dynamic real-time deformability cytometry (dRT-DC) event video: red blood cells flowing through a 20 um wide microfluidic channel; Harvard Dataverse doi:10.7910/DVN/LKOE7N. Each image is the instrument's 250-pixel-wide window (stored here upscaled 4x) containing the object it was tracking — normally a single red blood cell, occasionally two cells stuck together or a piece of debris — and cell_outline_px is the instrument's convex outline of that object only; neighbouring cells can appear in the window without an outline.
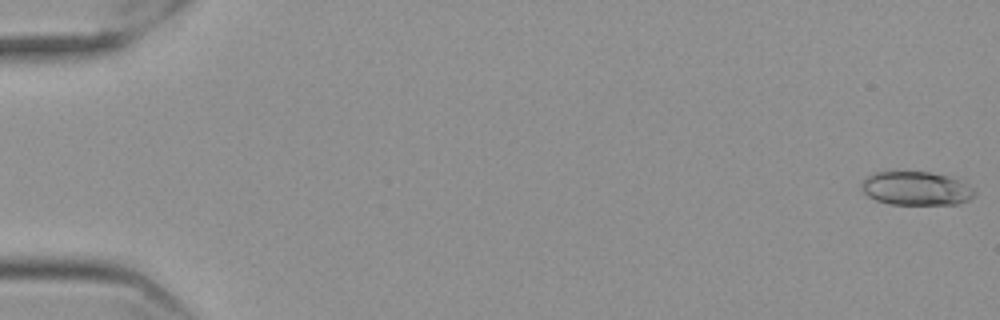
{"species": "Egyptian fruit bat (a non-hibernating species)", "species_latin": "Rousettus aegyptiacus", "temperature_condition": "cold", "stored_images_in_passage": 58, "camera_frame_rate_fps": 3000, "um_per_image_px": 0.085, "frame": {"image": 1, "passage_image": 1, "time_ms": 0.0, "image_size_px": [1000, 320], "cell_outline_px": [[976, 192], [968, 200], [956, 204], [888, 204], [876, 200], [868, 196], [860, 188], [860, 184], [872, 172], [928, 172], [948, 176], [968, 184]], "centroid_in_image_um": [77.84, 16.02], "position_along_channel_um": 7.2, "area_um2": 22.08}}
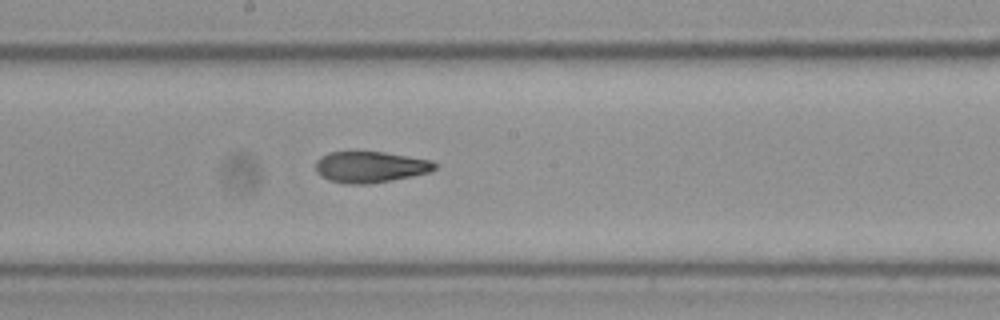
{"frame": {"image": 2, "passage_image": 32, "time_ms": 10.333, "image_size_px": [1000, 320], "cell_outline_px": [[436, 168], [428, 172], [412, 176], [368, 184], [344, 184], [328, 180], [320, 176], [316, 172], [316, 160], [320, 156], [328, 152], [384, 152], [432, 160], [436, 164]], "centroid_in_image_um": [31.43, 14.19], "position_along_channel_um": 216.8, "area_um2": 21.68}}
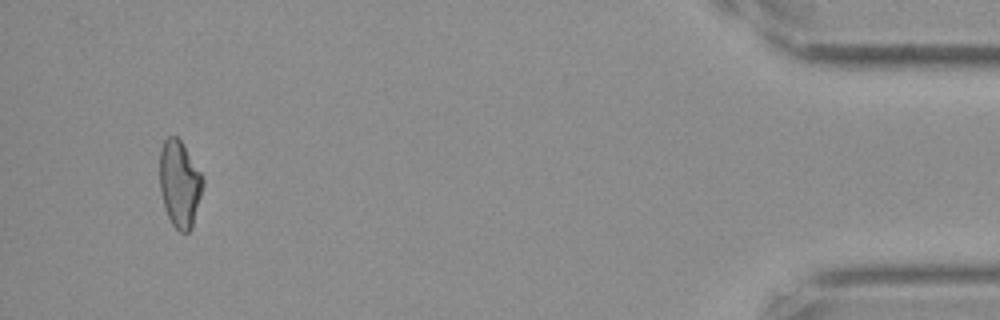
{"frame": {"image": 3, "passage_image": 55, "time_ms": 18.0, "image_size_px": [1000, 320], "cell_outline_px": [[204, 184], [192, 228], [188, 232], [180, 232], [172, 224], [168, 216], [160, 192], [160, 148], [164, 140], [168, 136], [176, 136], [180, 140], [200, 172], [204, 180]], "centroid_in_image_um": [15.26, 15.63], "position_along_channel_um": 419.9, "area_um2": 21.62}, "authors_computed_cell_mechanics": {"area_um2": 21.964, "velocity_mm_per_s": 3.5681, "shape_relaxation_time_tau1_ms": null, "shape_relaxation_time_tau2_ms": 2.5321, "deformation_change_tau1": null, "deformation_change_tau2": 0.0926}}